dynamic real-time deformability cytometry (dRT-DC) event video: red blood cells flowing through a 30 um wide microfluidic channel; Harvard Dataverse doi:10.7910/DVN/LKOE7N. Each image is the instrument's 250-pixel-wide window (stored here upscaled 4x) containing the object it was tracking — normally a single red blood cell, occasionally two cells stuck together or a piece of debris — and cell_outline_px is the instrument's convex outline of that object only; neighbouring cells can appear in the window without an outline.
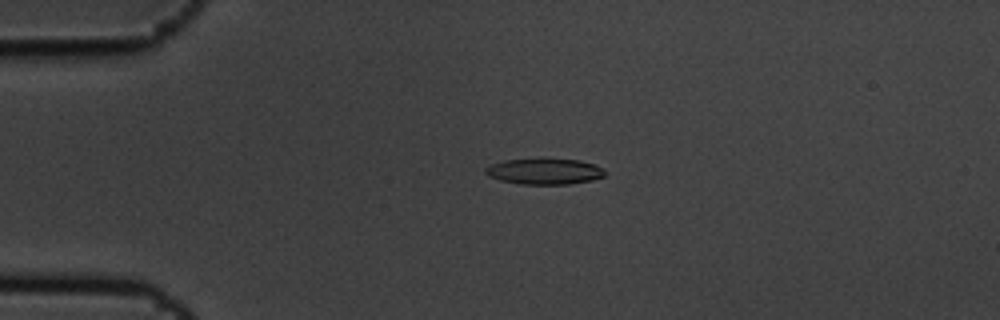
{"species": "common noctule bat (a hibernating species)", "species_latin": "Nyctalus noctula", "temperature_condition": "cold", "stored_images_in_passage": 5, "camera_frame_rate_fps": 3000, "um_per_image_px": 0.085, "animal": {"sex": "male", "body_mass_g": 19.5, "forearm_length_mm": 54.6}, "frame": {"image": 1, "passage_image": 4, "time_ms": 1.0, "image_size_px": [1000, 320], "cell_outline_px": [[608, 172], [604, 176], [592, 180], [568, 184], [520, 184], [500, 180], [488, 176], [484, 172], [484, 168], [492, 164], [504, 160], [540, 156], [544, 156], [580, 160], [596, 164], [604, 168]], "centroid_in_image_um": [46.3, 14.52], "position_along_channel_um": 38.7, "area_um2": 19.02}}